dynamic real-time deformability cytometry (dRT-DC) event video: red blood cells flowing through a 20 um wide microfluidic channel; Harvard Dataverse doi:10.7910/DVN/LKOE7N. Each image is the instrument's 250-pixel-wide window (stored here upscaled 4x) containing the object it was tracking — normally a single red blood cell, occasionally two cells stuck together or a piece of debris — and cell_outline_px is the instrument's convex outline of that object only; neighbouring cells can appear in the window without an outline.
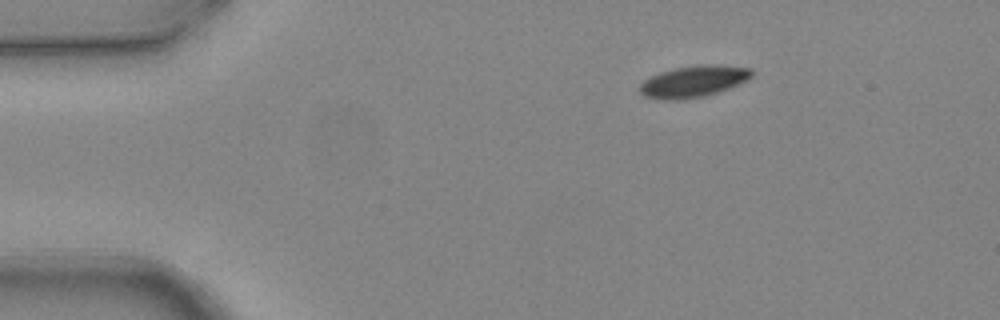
{"species": "common noctule bat (a hibernating species)", "species_latin": "Nyctalus noctula", "temperature_condition": "warm", "stored_images_in_passage": 2, "camera_frame_rate_fps": 3000, "um_per_image_px": 0.085, "animal": {"sex": "female", "body_mass_g": 24.6, "forearm_length_mm": 56.2}, "frame": {"image": 1, "passage_image": 2, "time_ms": 0.333, "image_size_px": [1000, 320], "cell_outline_px": [[752, 76], [748, 80], [728, 88], [704, 96], [684, 100], [656, 100], [644, 96], [640, 92], [640, 84], [644, 80], [660, 72], [676, 68], [704, 64], [716, 64], [752, 68]], "centroid_in_image_um": [58.93, 6.93], "position_along_channel_um": 26.1, "area_um2": 20.63}}